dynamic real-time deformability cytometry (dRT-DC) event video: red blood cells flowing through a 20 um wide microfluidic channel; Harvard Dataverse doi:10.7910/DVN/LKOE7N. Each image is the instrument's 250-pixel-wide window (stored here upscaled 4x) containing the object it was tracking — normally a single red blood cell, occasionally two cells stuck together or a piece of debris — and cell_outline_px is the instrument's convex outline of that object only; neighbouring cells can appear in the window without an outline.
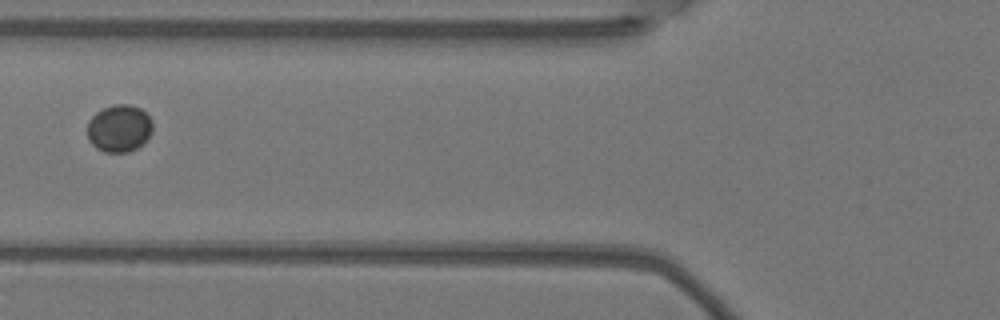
{"species": "Egyptian fruit bat (a non-hibernating species)", "species_latin": "Rousettus aegyptiacus", "temperature_condition": "warm", "stored_images_in_passage": 6, "camera_frame_rate_fps": 3000, "um_per_image_px": 0.085, "animal": {"sex": "female"}, "frame": {"image": 1, "passage_image": 3, "time_ms": 0.667, "image_size_px": [1000, 320], "cell_outline_px": [[152, 132], [136, 148], [128, 152], [104, 152], [96, 148], [88, 140], [88, 120], [96, 112], [104, 108], [116, 104], [128, 104], [140, 108], [152, 120]], "centroid_in_image_um": [10.11, 10.91], "position_along_channel_um": 115.7, "area_um2": 17.86}}
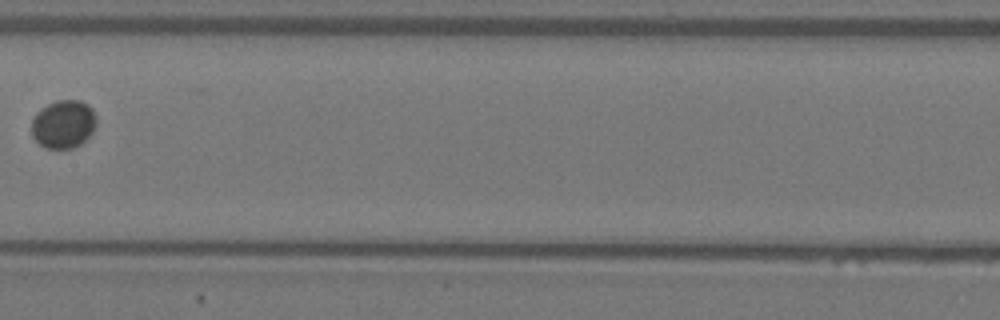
{"frame": {"image": 2, "passage_image": 5, "time_ms": 1.333, "image_size_px": [1000, 320], "cell_outline_px": [[96, 120], [92, 132], [80, 144], [72, 148], [44, 148], [32, 136], [32, 120], [36, 112], [40, 108], [56, 100], [80, 100], [88, 104], [92, 108], [96, 116]], "centroid_in_image_um": [5.38, 10.53], "position_along_channel_um": 202.0, "area_um2": 18.21}}
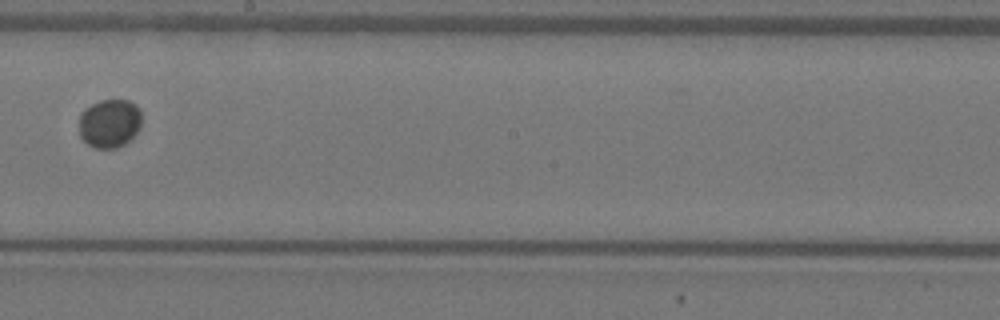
{"frame": {"image": 3, "passage_image": 6, "time_ms": 1.667, "image_size_px": [1000, 320], "cell_outline_px": [[140, 128], [132, 140], [116, 148], [96, 148], [88, 144], [80, 136], [80, 116], [92, 104], [100, 100], [128, 100], [136, 104], [140, 108]], "centroid_in_image_um": [9.36, 10.49], "position_along_channel_um": 238.8, "area_um2": 17.69}}